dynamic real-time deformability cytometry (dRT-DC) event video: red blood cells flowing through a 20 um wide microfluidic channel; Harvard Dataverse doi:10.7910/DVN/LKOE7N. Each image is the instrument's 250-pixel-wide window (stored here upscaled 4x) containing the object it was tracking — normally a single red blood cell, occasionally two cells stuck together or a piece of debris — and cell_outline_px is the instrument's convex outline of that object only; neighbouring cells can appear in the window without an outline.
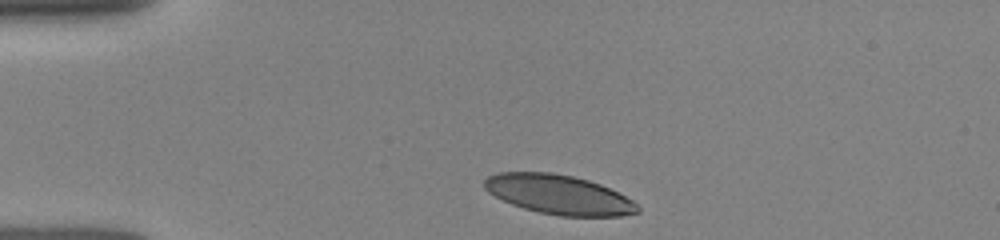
{"species": "human", "species_latin": "Homo sapiens", "temperature_condition": "room temperature", "stored_images_in_passage": 27, "camera_frame_rate_fps": 3000, "um_per_image_px": 0.085, "donor": {"sex": "female"}, "frame": {"image": 1, "passage_image": 1, "time_ms": 0.0, "image_size_px": [1000, 240], "cell_outline_px": [[640, 212], [620, 216], [560, 216], [540, 212], [524, 208], [512, 204], [488, 192], [484, 188], [484, 180], [488, 176], [496, 172], [552, 172], [572, 176], [588, 180], [600, 184], [632, 200], [640, 208]], "centroid_in_image_um": [47.48, 16.53], "position_along_channel_um": 37.5, "area_um2": 34.97}}
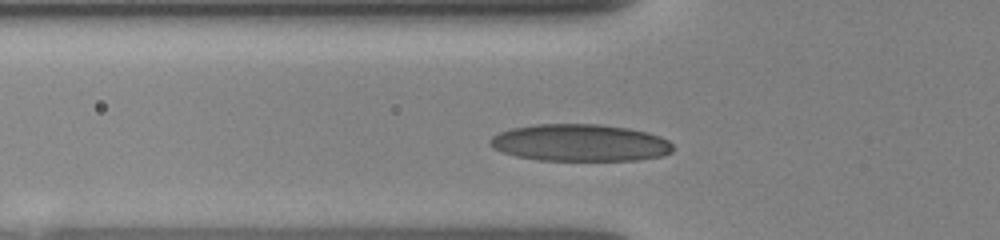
{"frame": {"image": 2, "passage_image": 14, "time_ms": 2.0, "image_size_px": [1000, 240], "cell_outline_px": [[672, 152], [660, 156], [636, 160], [536, 160], [516, 156], [492, 148], [488, 144], [488, 140], [492, 136], [500, 132], [512, 128], [536, 124], [600, 124], [628, 128], [648, 132], [660, 136], [668, 140], [672, 144]], "centroid_in_image_um": [49.28, 12.13], "position_along_channel_um": 76.5, "area_um2": 39.59}}
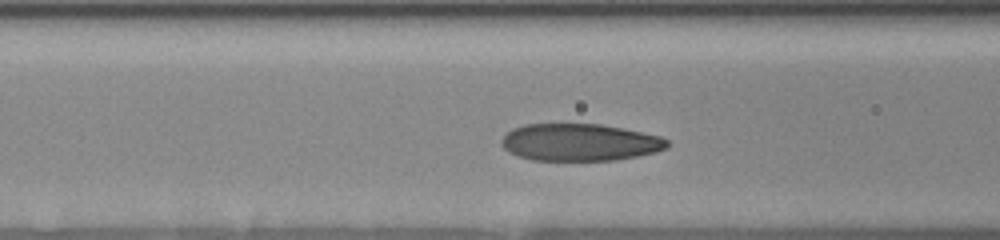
{"frame": {"image": 3, "passage_image": 21, "time_ms": 3.0, "image_size_px": [1000, 240], "cell_outline_px": [[672, 144], [668, 148], [656, 152], [616, 160], [532, 160], [508, 152], [500, 144], [500, 140], [512, 128], [524, 124], [600, 124], [624, 128], [660, 136], [668, 140]], "centroid_in_image_um": [49.3, 12.09], "position_along_channel_um": 117.3, "area_um2": 36.13}}